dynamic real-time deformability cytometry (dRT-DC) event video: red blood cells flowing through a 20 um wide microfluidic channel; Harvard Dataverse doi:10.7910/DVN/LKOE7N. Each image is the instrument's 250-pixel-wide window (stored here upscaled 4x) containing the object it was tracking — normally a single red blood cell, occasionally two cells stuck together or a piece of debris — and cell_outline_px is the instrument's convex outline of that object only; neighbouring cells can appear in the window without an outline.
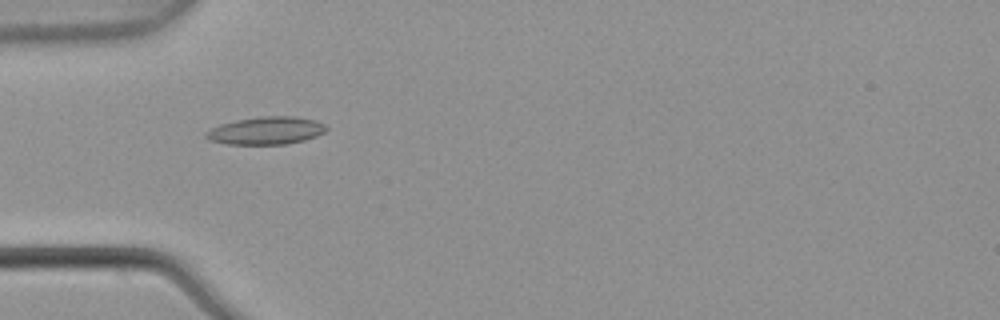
{"species": "common noctule bat (a hibernating species)", "species_latin": "Nyctalus noctula", "temperature_condition": "warm", "stored_images_in_passage": 3, "camera_frame_rate_fps": 3000, "um_per_image_px": 0.085, "animal": {"sex": "male", "body_mass_g": 21.5, "forearm_length_mm": 52.0}, "frame": {"image": 1, "passage_image": 1, "time_ms": 0.0, "image_size_px": [1000, 320], "cell_outline_px": [[328, 128], [324, 132], [316, 136], [304, 140], [288, 144], [228, 144], [208, 140], [204, 136], [204, 132], [220, 124], [236, 120], [260, 116], [292, 116], [316, 120], [324, 124]], "centroid_in_image_um": [22.6, 11.1], "position_along_channel_um": 62.4, "area_um2": 19.48}}
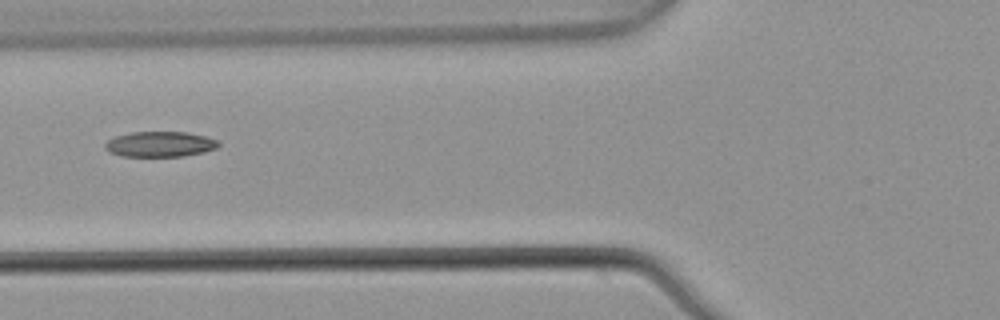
{"frame": {"image": 2, "passage_image": 2, "time_ms": 0.333, "image_size_px": [1000, 320], "cell_outline_px": [[220, 144], [216, 148], [204, 152], [184, 156], [120, 156], [108, 152], [104, 148], [104, 144], [108, 140], [116, 136], [132, 132], [188, 132], [220, 140]], "centroid_in_image_um": [13.6, 12.26], "position_along_channel_um": 112.2, "area_um2": 16.88}}
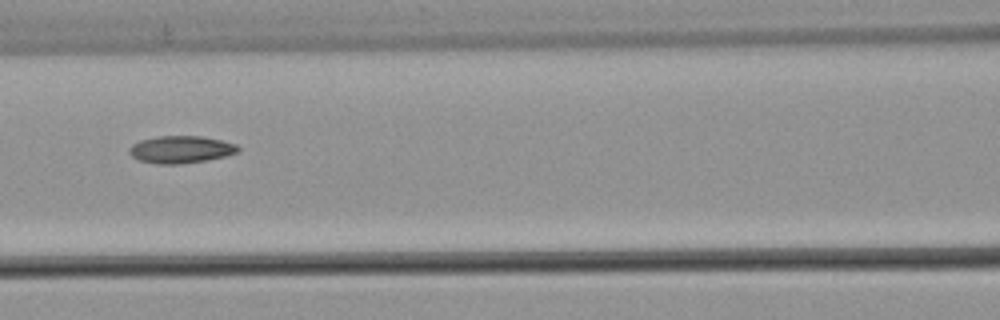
{"frame": {"image": 3, "passage_image": 3, "time_ms": 0.667, "image_size_px": [1000, 320], "cell_outline_px": [[240, 148], [236, 152], [224, 156], [204, 160], [180, 164], [156, 164], [140, 160], [132, 156], [128, 152], [128, 148], [132, 144], [140, 140], [160, 136], [200, 136], [220, 140], [236, 144]], "centroid_in_image_um": [15.32, 12.7], "position_along_channel_um": 151.3, "area_um2": 17.11}}